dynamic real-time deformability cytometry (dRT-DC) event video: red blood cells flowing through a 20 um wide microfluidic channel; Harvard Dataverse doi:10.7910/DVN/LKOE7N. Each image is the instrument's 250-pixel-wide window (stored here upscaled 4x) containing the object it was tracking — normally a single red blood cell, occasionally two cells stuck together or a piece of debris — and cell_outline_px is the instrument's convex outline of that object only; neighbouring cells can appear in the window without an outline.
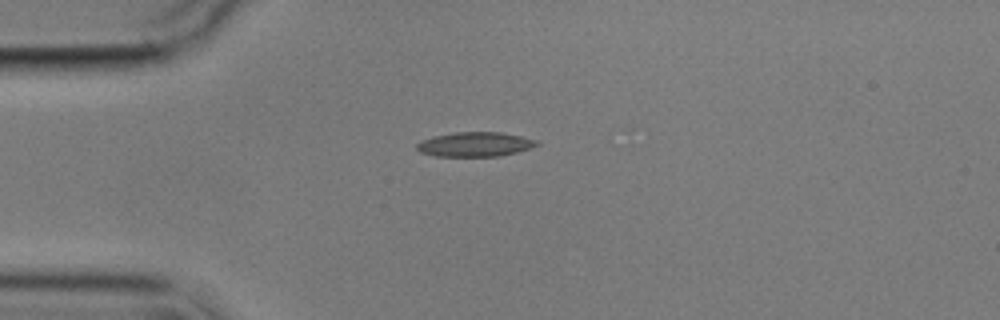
{"species": "common noctule bat (a hibernating species)", "species_latin": "Nyctalus noctula", "temperature_condition": "cold", "stored_images_in_passage": 3, "camera_frame_rate_fps": 3000, "um_per_image_px": 0.085, "animal": {"sex": "male", "body_mass_g": 17.9}, "frame": {"image": 1, "passage_image": 1, "time_ms": 0.0, "image_size_px": [1000, 320], "cell_outline_px": [[540, 144], [516, 152], [500, 156], [436, 156], [420, 152], [416, 148], [416, 144], [420, 140], [436, 136], [456, 132], [500, 132], [520, 136], [536, 140]], "centroid_in_image_um": [40.34, 12.27], "position_along_channel_um": 44.7, "area_um2": 16.94}}
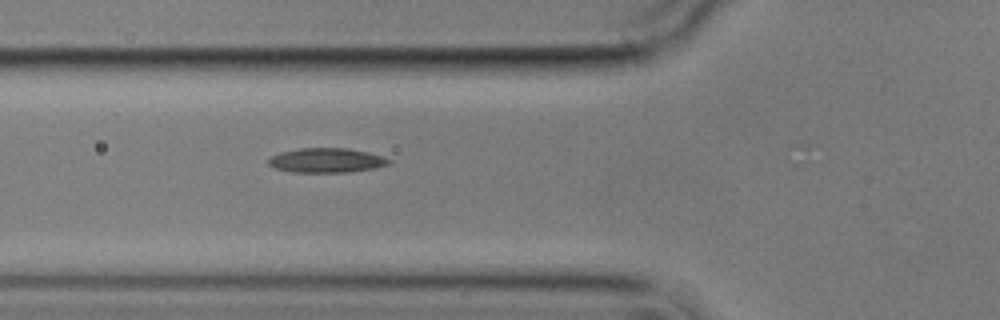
{"frame": {"image": 2, "passage_image": 3, "time_ms": 2.0, "image_size_px": [1000, 320], "cell_outline_px": [[392, 160], [388, 164], [376, 168], [348, 172], [292, 172], [276, 168], [268, 164], [268, 160], [272, 156], [280, 152], [300, 148], [348, 148], [368, 152]], "centroid_in_image_um": [27.75, 13.63], "position_along_channel_um": 98.1, "area_um2": 17.11}}